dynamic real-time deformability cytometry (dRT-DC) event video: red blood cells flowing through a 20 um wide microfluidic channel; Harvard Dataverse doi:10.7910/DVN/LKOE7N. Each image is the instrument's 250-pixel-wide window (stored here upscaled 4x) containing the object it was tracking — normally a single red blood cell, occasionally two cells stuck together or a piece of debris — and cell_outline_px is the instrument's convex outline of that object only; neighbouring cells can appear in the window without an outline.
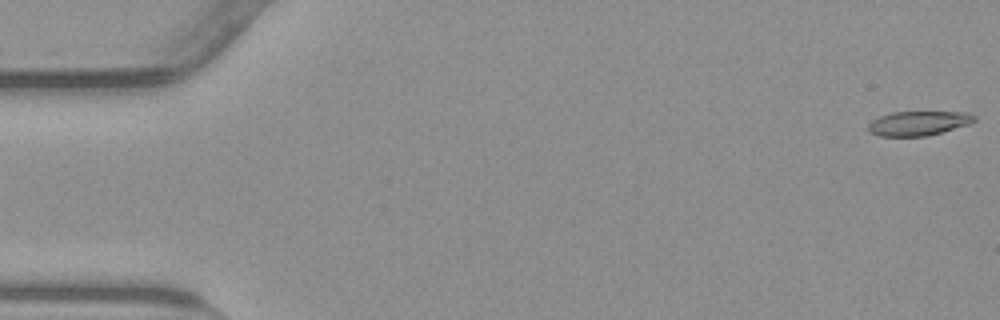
{"species": "common noctule bat (a hibernating species)", "species_latin": "Nyctalus noctula", "temperature_condition": "warm", "stored_images_in_passage": 55, "camera_frame_rate_fps": 3000, "um_per_image_px": 0.085, "animal": {"sex": "male", "body_mass_g": 23.1, "forearm_length_mm": 52.7}, "frame": {"image": 1, "passage_image": 1, "time_ms": 0.0, "image_size_px": [1000, 320], "cell_outline_px": [[976, 120], [968, 124], [940, 132], [924, 136], [880, 136], [868, 132], [868, 124], [872, 120], [880, 116], [892, 112], [968, 112], [976, 116]], "centroid_in_image_um": [78.04, 10.47], "position_along_channel_um": 7.0, "area_um2": 14.97}}
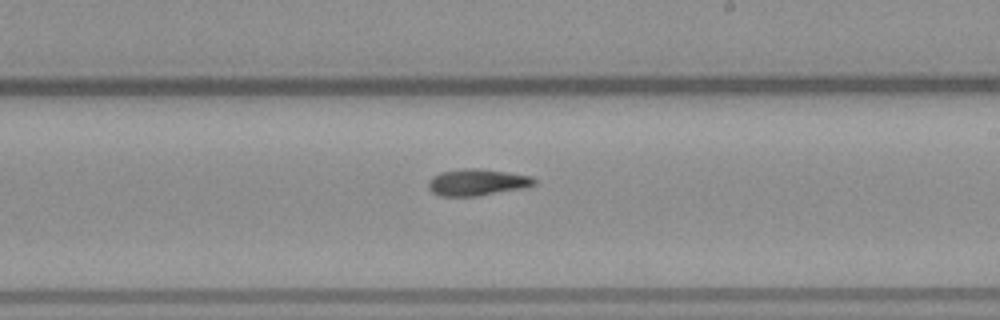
{"frame": {"image": 2, "passage_image": 32, "time_ms": 10.333, "image_size_px": [1000, 320], "cell_outline_px": [[536, 184], [520, 188], [476, 196], [440, 196], [432, 192], [428, 188], [428, 180], [432, 176], [440, 172], [464, 168], [476, 168], [508, 172], [532, 176], [536, 180]], "centroid_in_image_um": [40.51, 15.48], "position_along_channel_um": 248.5, "area_um2": 16.36}}
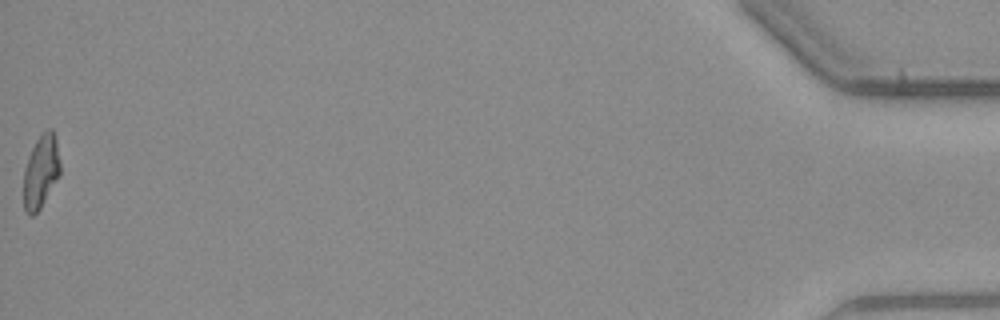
{"frame": {"image": 3, "passage_image": 55, "time_ms": 18.0, "image_size_px": [1000, 320], "cell_outline_px": [[60, 176], [40, 208], [32, 216], [28, 216], [24, 212], [24, 168], [28, 156], [36, 140], [48, 128], [52, 128], [56, 140], [60, 160]], "centroid_in_image_um": [3.48, 14.6], "position_along_channel_um": 431.7, "area_um2": 15.66}, "authors_computed_cell_mechanics": {"area_um2": 16.0684, "velocity_mm_per_s": 3.8059, "shape_relaxation_time_tau1_ms": 4.0275, "shape_relaxation_time_tau2_ms": 4.4368, "deformation_change_tau1": 0.1725, "deformation_change_tau2": 0.1348}}